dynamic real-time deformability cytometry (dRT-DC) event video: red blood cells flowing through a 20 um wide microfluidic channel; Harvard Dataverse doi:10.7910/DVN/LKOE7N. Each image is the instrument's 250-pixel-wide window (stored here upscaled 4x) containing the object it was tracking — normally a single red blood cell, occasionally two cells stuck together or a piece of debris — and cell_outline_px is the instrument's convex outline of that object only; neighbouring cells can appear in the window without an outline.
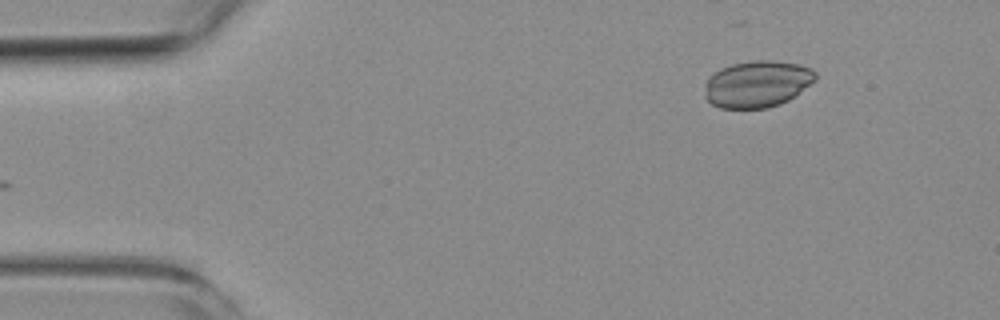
{"species": "common noctule bat (a hibernating species)", "species_latin": "Nyctalus noctula", "temperature_condition": "room temperature", "stored_images_in_passage": 4, "camera_frame_rate_fps": 3000, "um_per_image_px": 0.085, "animal": {"sex": "female", "body_mass_g": 19.3, "forearm_length_mm": 54.1}, "frame": {"image": 1, "passage_image": 1, "time_ms": 0.0, "image_size_px": [1000, 320], "cell_outline_px": [[816, 80], [788, 100], [780, 104], [764, 108], [720, 108], [712, 104], [704, 96], [704, 84], [708, 76], [720, 68], [732, 64], [752, 60], [772, 60], [800, 64], [812, 68], [816, 72]], "centroid_in_image_um": [64.34, 7.12], "position_along_channel_um": 20.7, "area_um2": 30.4}}
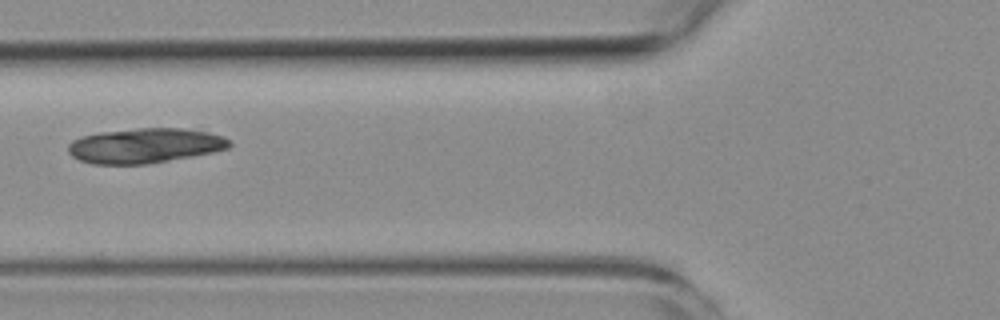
{"frame": {"image": 2, "passage_image": 4, "time_ms": 4.667, "image_size_px": [1000, 320], "cell_outline_px": [[232, 144], [228, 148], [212, 152], [192, 156], [148, 164], [92, 164], [80, 160], [72, 156], [68, 152], [68, 144], [72, 140], [84, 136], [100, 132], [136, 128], [180, 128], [208, 132], [232, 140]], "centroid_in_image_um": [12.31, 12.38], "position_along_channel_um": 113.5, "area_um2": 32.71}}